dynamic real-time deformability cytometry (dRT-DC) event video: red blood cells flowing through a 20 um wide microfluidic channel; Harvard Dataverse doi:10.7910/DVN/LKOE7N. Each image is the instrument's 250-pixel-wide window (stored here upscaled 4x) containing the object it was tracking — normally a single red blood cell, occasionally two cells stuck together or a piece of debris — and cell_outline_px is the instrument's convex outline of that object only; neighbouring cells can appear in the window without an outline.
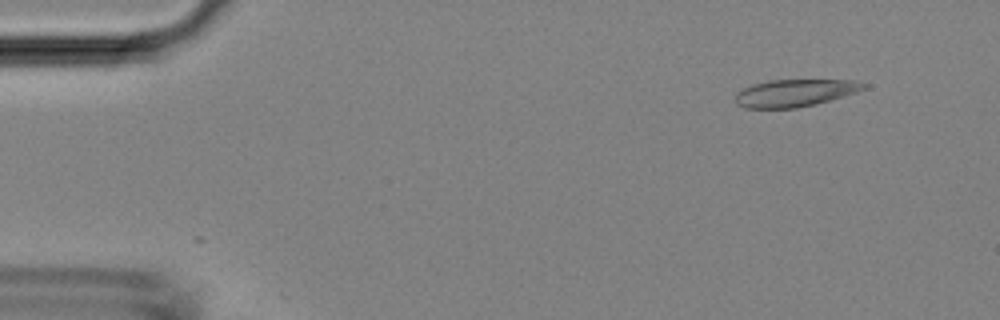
{"species": "Egyptian fruit bat (a non-hibernating species)", "species_latin": "Rousettus aegyptiacus", "temperature_condition": "room temperature", "stored_images_in_passage": 45, "camera_frame_rate_fps": 3000, "um_per_image_px": 0.085, "animal": {"sex": "female"}, "frame": {"image": 1, "passage_image": 1, "time_ms": 0.0, "image_size_px": [1000, 320], "cell_outline_px": [[868, 84], [864, 88], [856, 92], [844, 96], [816, 104], [796, 108], [744, 108], [736, 104], [736, 92], [752, 84], [768, 80], [856, 80]], "centroid_in_image_um": [67.55, 7.9], "position_along_channel_um": 17.5, "area_um2": 20.46}}
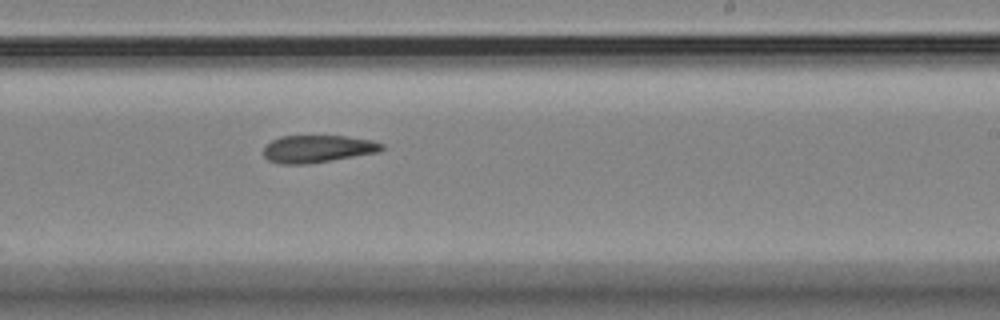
{"frame": {"image": 2, "passage_image": 26, "time_ms": 8.333, "image_size_px": [1000, 320], "cell_outline_px": [[384, 148], [380, 152], [308, 164], [280, 164], [268, 160], [264, 156], [264, 148], [272, 140], [280, 136], [344, 136], [372, 140], [384, 144]], "centroid_in_image_um": [27.02, 12.65], "position_along_channel_um": 262.0, "area_um2": 18.9}}
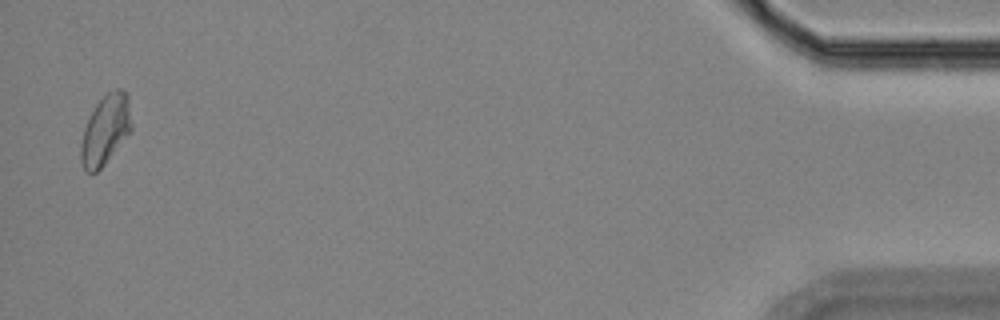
{"frame": {"image": 3, "passage_image": 44, "time_ms": 14.333, "image_size_px": [1000, 320], "cell_outline_px": [[132, 132], [104, 164], [96, 172], [84, 172], [80, 160], [80, 144], [84, 128], [96, 104], [108, 92], [116, 88], [120, 88], [128, 92], [132, 124]], "centroid_in_image_um": [8.99, 11.03], "position_along_channel_um": 426.2, "area_um2": 20.81}}